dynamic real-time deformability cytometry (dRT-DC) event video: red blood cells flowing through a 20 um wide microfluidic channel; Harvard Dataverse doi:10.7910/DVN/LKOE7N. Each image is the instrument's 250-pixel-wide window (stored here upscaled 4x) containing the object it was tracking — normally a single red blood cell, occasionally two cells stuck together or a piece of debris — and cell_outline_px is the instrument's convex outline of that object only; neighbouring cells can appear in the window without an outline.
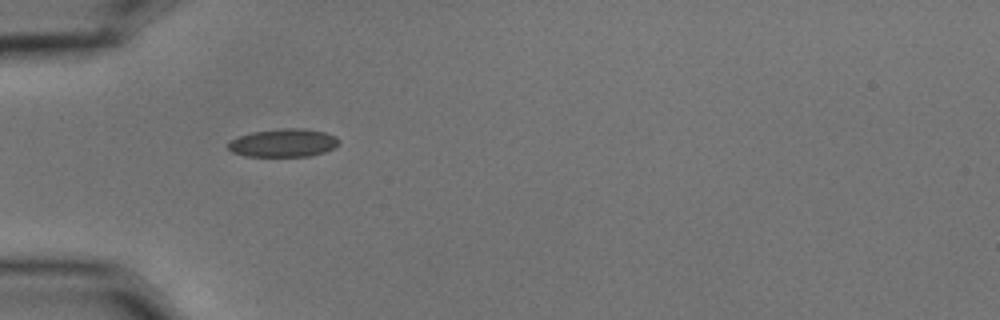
{"species": "common noctule bat (a hibernating species)", "species_latin": "Nyctalus noctula", "temperature_condition": "cold", "stored_images_in_passage": 1, "camera_frame_rate_fps": 3000, "um_per_image_px": 0.085, "animal": {"sex": "male", "body_mass_g": 15.6}, "frame": {"image": 1, "passage_image": 1, "time_ms": 0.0, "image_size_px": [1000, 320], "cell_outline_px": [[340, 144], [336, 148], [324, 152], [308, 156], [248, 156], [232, 152], [228, 148], [228, 144], [232, 140], [240, 136], [252, 132], [280, 128], [304, 128], [324, 132], [336, 136], [340, 140]], "centroid_in_image_um": [24.15, 12.14], "position_along_channel_um": 60.9, "area_um2": 18.21}}